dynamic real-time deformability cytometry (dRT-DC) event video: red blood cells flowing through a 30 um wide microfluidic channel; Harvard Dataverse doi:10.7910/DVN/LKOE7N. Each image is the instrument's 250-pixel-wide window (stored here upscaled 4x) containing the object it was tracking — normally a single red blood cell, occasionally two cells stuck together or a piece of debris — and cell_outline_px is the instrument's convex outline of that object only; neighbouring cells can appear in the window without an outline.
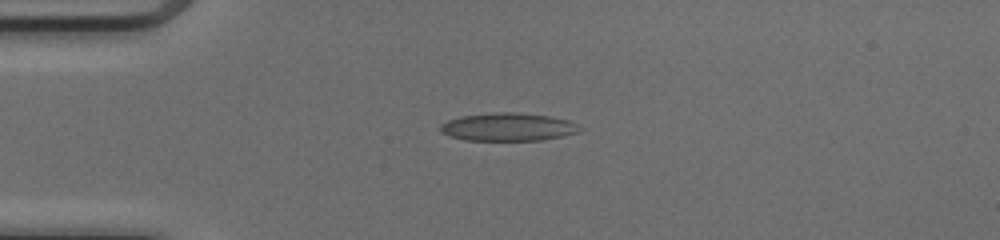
{"species": "common noctule bat (a hibernating species)", "species_latin": "Nyctalus noctula", "temperature_condition": "cold", "stored_images_in_passage": 38, "camera_frame_rate_fps": 3000, "um_per_image_px": 0.085, "animal": {"sex": "female", "body_mass_g": 17.0, "forearm_length_mm": 48.0}, "frame": {"image": 1, "passage_image": 1, "time_ms": 0.0, "image_size_px": [1000, 240], "cell_outline_px": [[584, 128], [580, 132], [540, 140], [464, 140], [448, 136], [440, 132], [440, 124], [448, 120], [460, 116], [496, 112], [516, 112], [548, 116], [568, 120]], "centroid_in_image_um": [43.15, 10.79], "position_along_channel_um": 41.8, "area_um2": 22.77}}
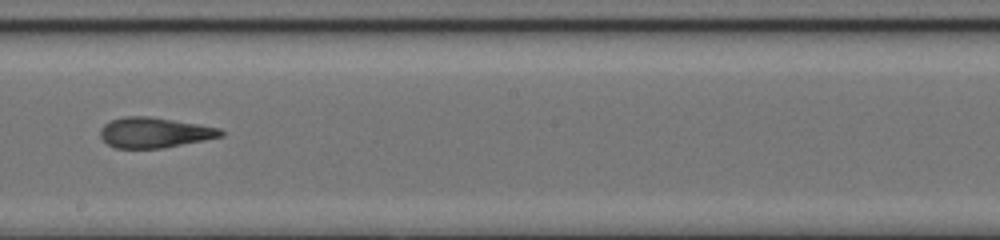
{"frame": {"image": 2, "passage_image": 17, "time_ms": 5.333, "image_size_px": [1000, 240], "cell_outline_px": [[224, 136], [164, 148], [116, 148], [108, 144], [100, 136], [100, 128], [104, 124], [112, 120], [124, 116], [148, 116], [200, 124], [220, 128], [224, 132]], "centroid_in_image_um": [13.14, 11.27], "position_along_channel_um": 235.1, "area_um2": 21.33}}
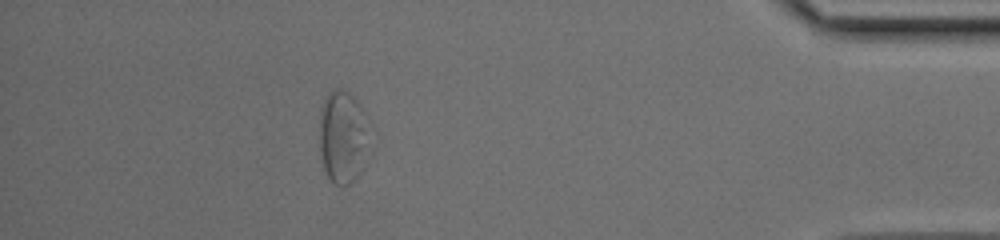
{"frame": {"image": 3, "passage_image": 33, "time_ms": 10.667, "image_size_px": [1000, 240], "cell_outline_px": [[372, 152], [364, 168], [344, 188], [340, 188], [332, 184], [328, 180], [320, 160], [320, 108], [328, 92], [332, 88], [344, 88], [360, 104], [372, 124]], "centroid_in_image_um": [29.23, 11.67], "position_along_channel_um": 406.0, "area_um2": 29.25}, "authors_computed_cell_mechanics": {"area_um2": 22.1085, "velocity_mm_per_s": 4.1231, "shape_relaxation_time_tau1_ms": 4.0484, "shape_relaxation_time_tau2_ms": 1.3718, "deformation_change_tau1": 0.1761, "deformation_change_tau2": 0.1083}}